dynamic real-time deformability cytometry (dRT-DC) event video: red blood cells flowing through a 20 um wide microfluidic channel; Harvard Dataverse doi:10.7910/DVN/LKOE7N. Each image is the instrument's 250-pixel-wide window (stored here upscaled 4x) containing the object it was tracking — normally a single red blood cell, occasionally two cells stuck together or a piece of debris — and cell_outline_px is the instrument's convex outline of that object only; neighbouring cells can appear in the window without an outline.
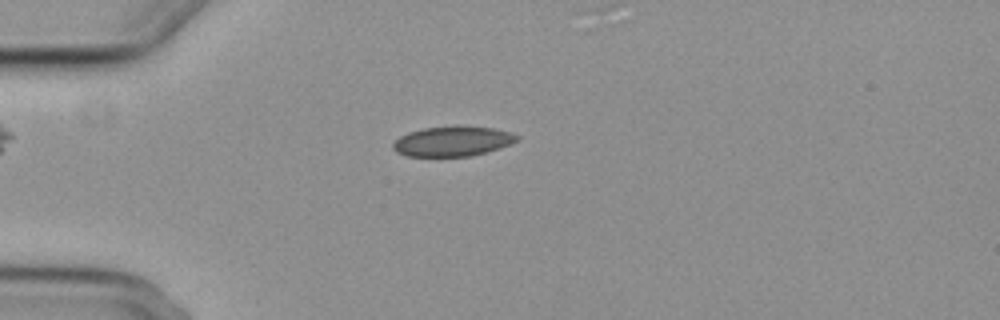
{"species": "common noctule bat (a hibernating species)", "species_latin": "Nyctalus noctula", "temperature_condition": "cold", "stored_images_in_passage": 3, "camera_frame_rate_fps": 3000, "um_per_image_px": 0.085, "animal": {"sex": "female", "body_mass_g": 29.2, "forearm_length_mm": 56.3}, "frame": {"image": 1, "passage_image": 1, "time_ms": 0.0, "image_size_px": [1000, 320], "cell_outline_px": [[520, 140], [500, 148], [472, 156], [408, 156], [396, 152], [392, 148], [392, 144], [400, 136], [408, 132], [424, 128], [452, 124], [460, 124], [492, 128], [512, 132], [520, 136]], "centroid_in_image_um": [38.5, 11.98], "position_along_channel_um": 46.5, "area_um2": 22.2}}
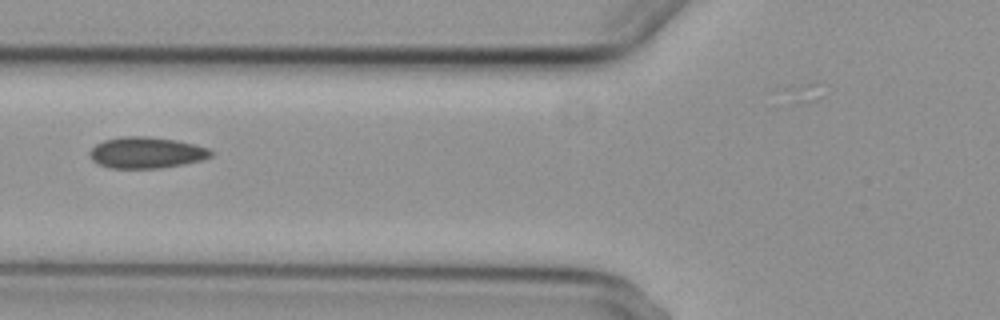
{"frame": {"image": 2, "passage_image": 3, "time_ms": 2.333, "image_size_px": [1000, 320], "cell_outline_px": [[212, 156], [200, 160], [184, 164], [160, 168], [108, 168], [92, 160], [88, 152], [96, 144], [104, 140], [120, 136], [148, 136], [176, 140], [196, 144], [208, 148], [212, 152]], "centroid_in_image_um": [12.43, 12.97], "position_along_channel_um": 113.4, "area_um2": 22.14}}